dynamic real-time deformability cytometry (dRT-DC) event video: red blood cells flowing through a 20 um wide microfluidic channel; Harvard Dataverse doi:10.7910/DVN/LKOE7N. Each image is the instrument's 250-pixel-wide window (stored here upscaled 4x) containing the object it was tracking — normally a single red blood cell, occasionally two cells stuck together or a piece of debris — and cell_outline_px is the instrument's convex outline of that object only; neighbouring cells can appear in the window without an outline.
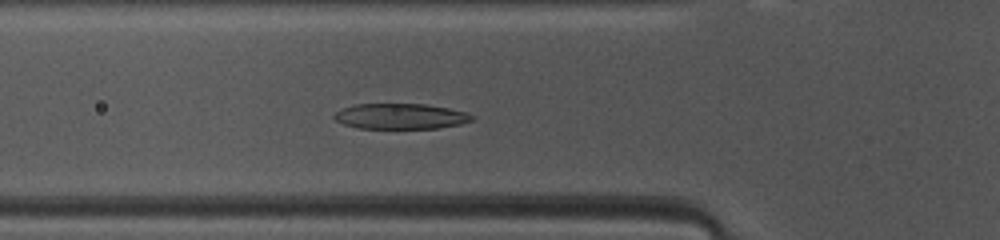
{"species": "common noctule bat (a hibernating species)", "species_latin": "Nyctalus noctula", "temperature_condition": "warm", "stored_images_in_passage": 38, "camera_frame_rate_fps": 3000, "um_per_image_px": 0.085, "animal": {"sex": "female", "body_mass_g": 10.0, "forearm_length_mm": 53.1}, "frame": {"image": 1, "passage_image": 6, "time_ms": 1.667, "image_size_px": [1000, 240], "cell_outline_px": [[476, 116], [472, 120], [460, 124], [440, 128], [360, 128], [344, 124], [336, 120], [332, 116], [336, 112], [344, 108], [356, 104], [424, 104], [448, 108], [468, 112]], "centroid_in_image_um": [34.09, 9.88], "position_along_channel_um": 91.7, "area_um2": 20.4}}
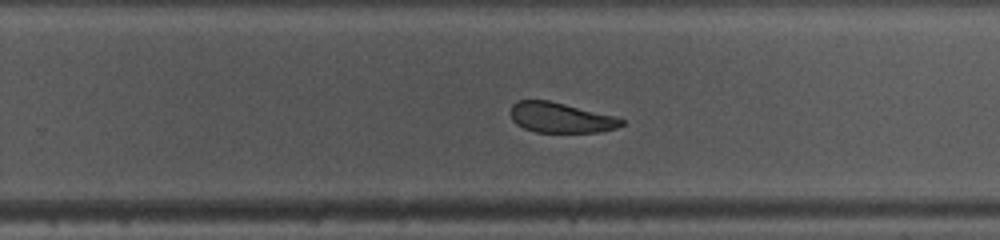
{"frame": {"image": 2, "passage_image": 20, "time_ms": 6.333, "image_size_px": [1000, 240], "cell_outline_px": [[624, 124], [616, 128], [600, 132], [536, 132], [524, 128], [516, 124], [512, 120], [508, 112], [512, 104], [516, 100], [548, 100], [616, 116], [624, 120]], "centroid_in_image_um": [47.62, 9.99], "position_along_channel_um": 282.2, "area_um2": 19.71}}
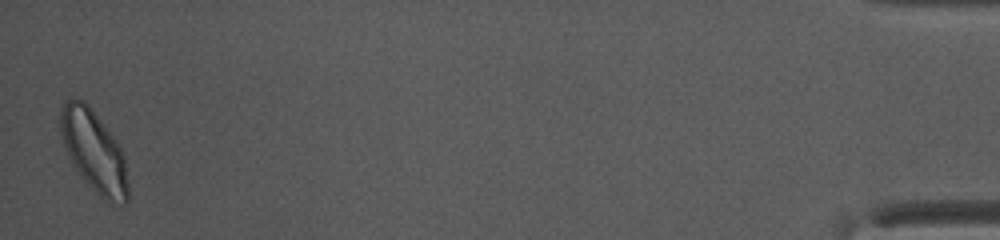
{"frame": {"image": 3, "passage_image": 38, "time_ms": 12.333, "image_size_px": [1000, 240], "cell_outline_px": [[128, 200], [124, 204], [108, 204], [84, 180], [76, 168], [64, 144], [60, 132], [60, 112], [64, 100], [68, 96], [84, 100], [88, 104], [116, 140], [124, 156], [128, 184]], "centroid_in_image_um": [7.99, 12.84], "position_along_channel_um": 427.2, "area_um2": 31.96}, "authors_computed_cell_mechanics": {"area_um2": 21.5594, "velocity_mm_per_s": 4.0703, "shape_relaxation_time_tau1_ms": 2.5958, "shape_relaxation_time_tau2_ms": 2.0776, "deformation_change_tau1": 0.1201, "deformation_change_tau2": 0.0864}}